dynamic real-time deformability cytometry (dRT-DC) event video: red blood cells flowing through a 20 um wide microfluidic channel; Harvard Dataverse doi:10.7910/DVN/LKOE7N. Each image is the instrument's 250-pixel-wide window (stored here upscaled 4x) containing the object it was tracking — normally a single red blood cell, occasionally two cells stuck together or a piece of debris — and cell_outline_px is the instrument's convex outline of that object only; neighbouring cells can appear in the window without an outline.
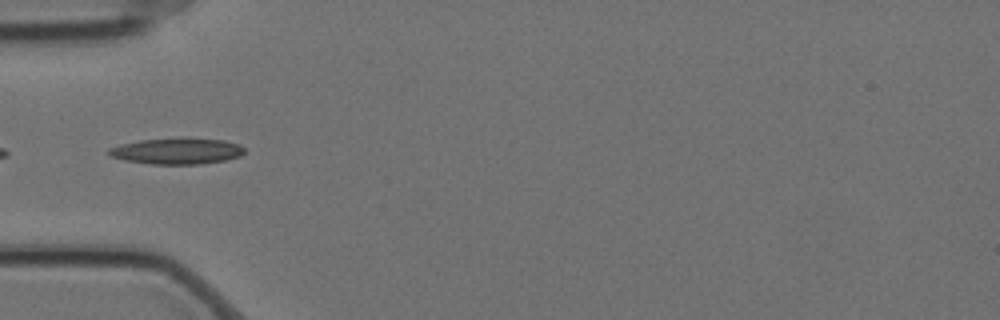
{"species": "Egyptian fruit bat (a non-hibernating species)", "species_latin": "Rousettus aegyptiacus", "temperature_condition": "cold", "stored_images_in_passage": 6, "camera_frame_rate_fps": 3000, "um_per_image_px": 0.085, "animal": {"sex": "female"}, "frame": {"image": 1, "passage_image": 5, "time_ms": 1.333, "image_size_px": [1000, 320], "cell_outline_px": [[244, 152], [240, 156], [224, 160], [200, 164], [152, 164], [124, 160], [108, 156], [108, 148], [120, 144], [140, 140], [224, 140], [240, 144], [244, 148]], "centroid_in_image_um": [15.0, 12.87], "position_along_channel_um": 70.0, "area_um2": 19.94}}
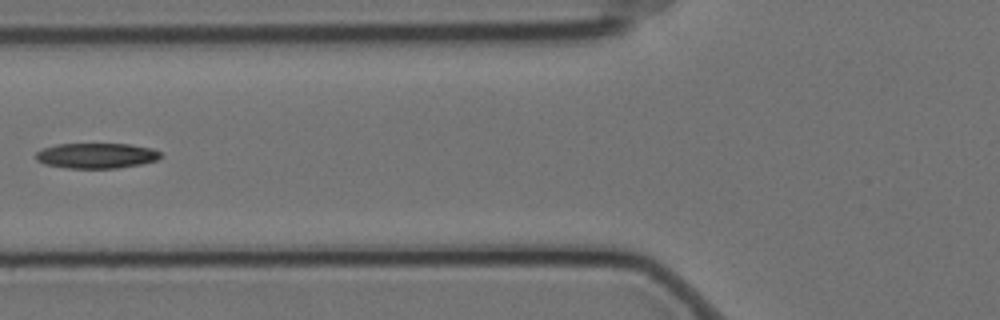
{"frame": {"image": 2, "passage_image": 6, "time_ms": 1.667, "image_size_px": [1000, 320], "cell_outline_px": [[164, 156], [156, 160], [140, 164], [116, 168], [68, 168], [44, 164], [36, 160], [36, 152], [44, 148], [56, 144], [128, 144], [152, 148], [160, 152]], "centroid_in_image_um": [8.2, 13.23], "position_along_channel_um": 117.6, "area_um2": 18.38}}